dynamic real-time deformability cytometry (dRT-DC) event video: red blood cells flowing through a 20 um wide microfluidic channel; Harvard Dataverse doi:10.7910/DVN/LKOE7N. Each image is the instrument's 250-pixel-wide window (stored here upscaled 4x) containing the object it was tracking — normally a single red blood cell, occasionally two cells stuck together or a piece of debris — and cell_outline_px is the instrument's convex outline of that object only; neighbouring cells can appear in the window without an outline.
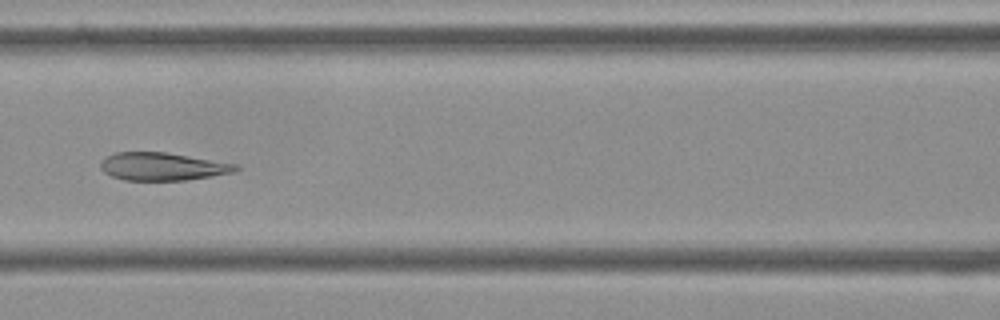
{"species": "Egyptian fruit bat (a non-hibernating species)", "species_latin": "Rousettus aegyptiacus", "temperature_condition": "cold", "stored_images_in_passage": 8, "camera_frame_rate_fps": 3000, "um_per_image_px": 0.085, "frame": {"image": 1, "passage_image": 7, "time_ms": 2.0, "image_size_px": [1000, 320], "cell_outline_px": [[240, 168], [236, 172], [212, 176], [184, 180], [124, 180], [112, 176], [104, 172], [100, 168], [100, 164], [108, 156], [116, 152], [164, 152], [236, 164]], "centroid_in_image_um": [13.82, 14.16], "position_along_channel_um": 152.8, "area_um2": 21.68}}
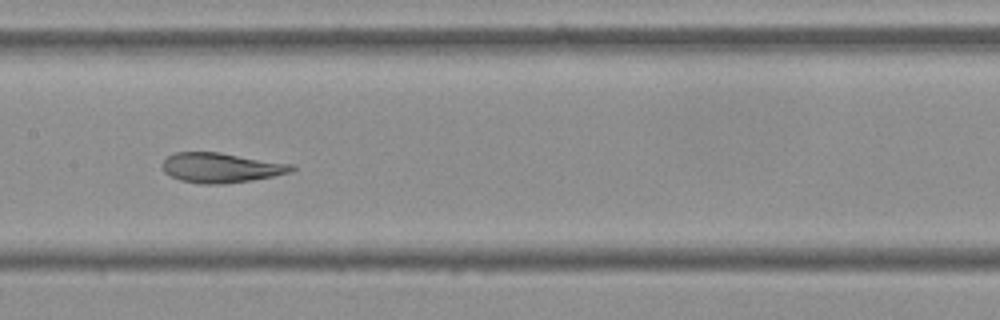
{"frame": {"image": 2, "passage_image": 8, "time_ms": 2.333, "image_size_px": [1000, 320], "cell_outline_px": [[296, 168], [292, 172], [252, 180], [220, 184], [200, 184], [180, 180], [164, 172], [164, 160], [168, 156], [176, 152], [220, 152], [296, 164]], "centroid_in_image_um": [18.85, 14.25], "position_along_channel_um": 188.5, "area_um2": 22.54}}